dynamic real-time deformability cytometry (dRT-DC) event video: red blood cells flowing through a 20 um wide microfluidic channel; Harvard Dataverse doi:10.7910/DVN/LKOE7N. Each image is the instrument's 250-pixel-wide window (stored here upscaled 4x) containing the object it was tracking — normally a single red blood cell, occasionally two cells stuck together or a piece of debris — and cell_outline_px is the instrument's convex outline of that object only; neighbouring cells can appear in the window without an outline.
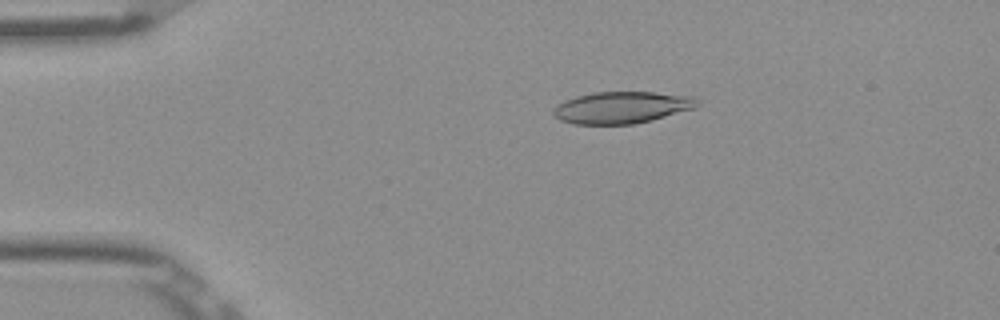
{"species": "Egyptian fruit bat (a non-hibernating species)", "species_latin": "Rousettus aegyptiacus", "temperature_condition": "room temperature", "stored_images_in_passage": 46, "camera_frame_rate_fps": 3000, "um_per_image_px": 0.085, "frame": {"image": 1, "passage_image": 4, "time_ms": 1.0, "image_size_px": [1000, 320], "cell_outline_px": [[700, 104], [696, 108], [652, 120], [632, 124], [572, 124], [560, 120], [552, 112], [552, 108], [556, 104], [564, 100], [576, 96], [592, 92], [652, 92], [696, 96], [700, 100]], "centroid_in_image_um": [52.87, 9.13], "position_along_channel_um": 32.1, "area_um2": 27.05}}
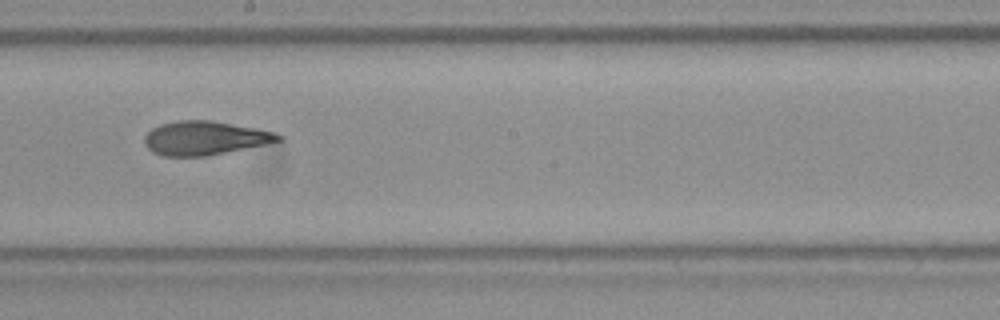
{"frame": {"image": 2, "passage_image": 23, "time_ms": 7.333, "image_size_px": [1000, 320], "cell_outline_px": [[284, 140], [204, 156], [164, 156], [152, 152], [144, 144], [144, 136], [152, 128], [160, 124], [180, 120], [208, 120], [256, 128], [272, 132], [284, 136]], "centroid_in_image_um": [17.37, 11.73], "position_along_channel_um": 230.8, "area_um2": 26.07}}
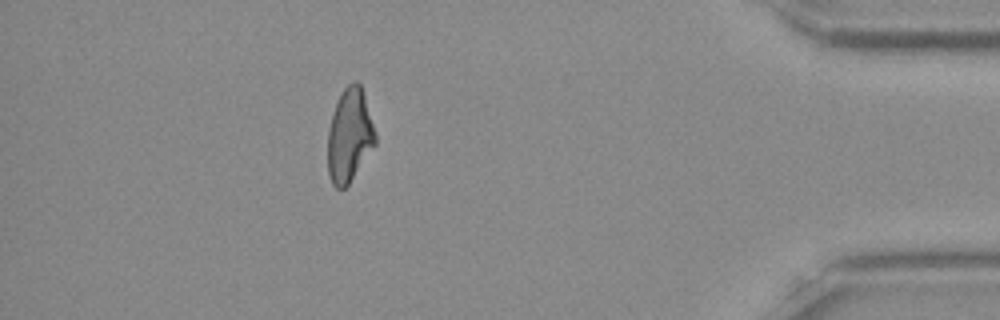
{"frame": {"image": 3, "passage_image": 40, "time_ms": 13.0, "image_size_px": [1000, 320], "cell_outline_px": [[376, 144], [348, 184], [344, 188], [336, 188], [332, 184], [328, 176], [328, 128], [336, 104], [344, 88], [352, 80], [356, 80], [360, 84], [364, 92], [376, 132]], "centroid_in_image_um": [29.72, 11.5], "position_along_channel_um": 405.5, "area_um2": 25.95}, "authors_computed_cell_mechanics": {"area_um2": 26.6169, "velocity_mm_per_s": 3.906, "shape_relaxation_time_tau1_ms": 9.6168, "shape_relaxation_time_tau2_ms": 2.1103, "deformation_change_tau1": 0.2589, "deformation_change_tau2": 0.1081}}